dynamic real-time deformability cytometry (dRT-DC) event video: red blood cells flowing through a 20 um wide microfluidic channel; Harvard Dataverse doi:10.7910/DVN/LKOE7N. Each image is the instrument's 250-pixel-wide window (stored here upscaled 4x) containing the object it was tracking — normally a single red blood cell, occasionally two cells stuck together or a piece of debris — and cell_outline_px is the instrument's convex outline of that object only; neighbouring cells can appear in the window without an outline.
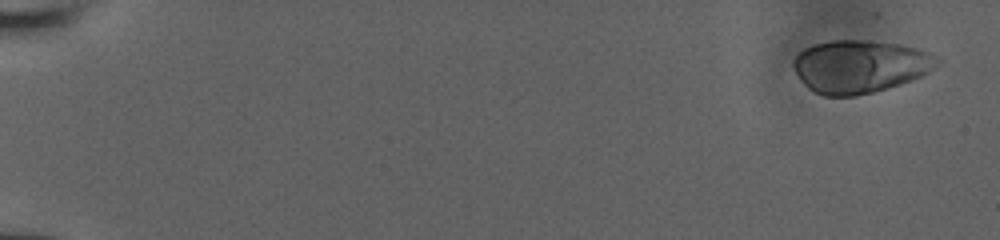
{"species": "human", "species_latin": "Homo sapiens", "temperature_condition": "room temperature", "stored_images_in_passage": 8, "camera_frame_rate_fps": 3000, "um_per_image_px": 0.085, "donor": {"sex": "male"}, "frame": {"image": 1, "passage_image": 1, "time_ms": 0.0, "image_size_px": [1000, 240], "cell_outline_px": [[944, 60], [940, 64], [924, 76], [888, 88], [856, 96], [824, 96], [808, 88], [800, 80], [792, 64], [792, 60], [804, 48], [812, 44], [832, 40], [864, 40], [900, 44], [916, 48], [940, 56]], "centroid_in_image_um": [73.14, 5.64], "position_along_channel_um": 11.9, "area_um2": 44.74}}
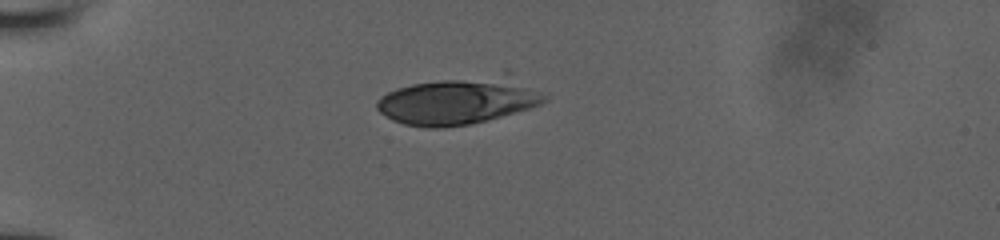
{"frame": {"image": 2, "passage_image": 6, "time_ms": 4.667, "image_size_px": [1000, 240], "cell_outline_px": [[548, 100], [540, 104], [528, 108], [488, 120], [468, 124], [444, 128], [424, 128], [404, 124], [392, 120], [380, 112], [376, 108], [376, 100], [380, 96], [396, 88], [412, 84], [504, 68], [508, 68], [548, 96]], "centroid_in_image_um": [39.11, 8.46], "position_along_channel_um": 45.9, "area_um2": 48.44}}
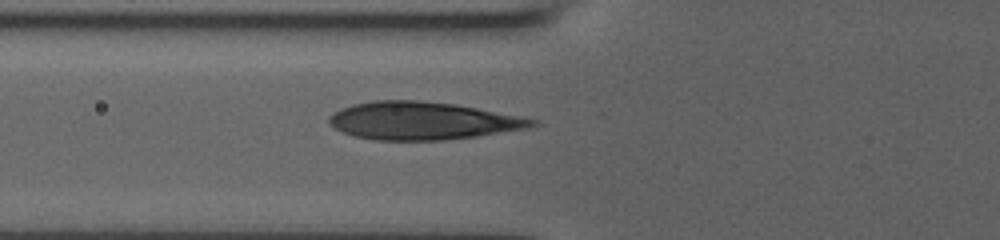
{"frame": {"image": 3, "passage_image": 8, "time_ms": 6.667, "image_size_px": [1000, 240], "cell_outline_px": [[540, 124], [528, 128], [476, 136], [444, 140], [376, 140], [356, 136], [344, 132], [328, 124], [328, 116], [352, 104], [372, 100], [416, 100], [452, 104], [476, 108], [520, 116], [540, 120]], "centroid_in_image_um": [35.93, 10.27], "position_along_channel_um": 89.9, "area_um2": 44.39}}